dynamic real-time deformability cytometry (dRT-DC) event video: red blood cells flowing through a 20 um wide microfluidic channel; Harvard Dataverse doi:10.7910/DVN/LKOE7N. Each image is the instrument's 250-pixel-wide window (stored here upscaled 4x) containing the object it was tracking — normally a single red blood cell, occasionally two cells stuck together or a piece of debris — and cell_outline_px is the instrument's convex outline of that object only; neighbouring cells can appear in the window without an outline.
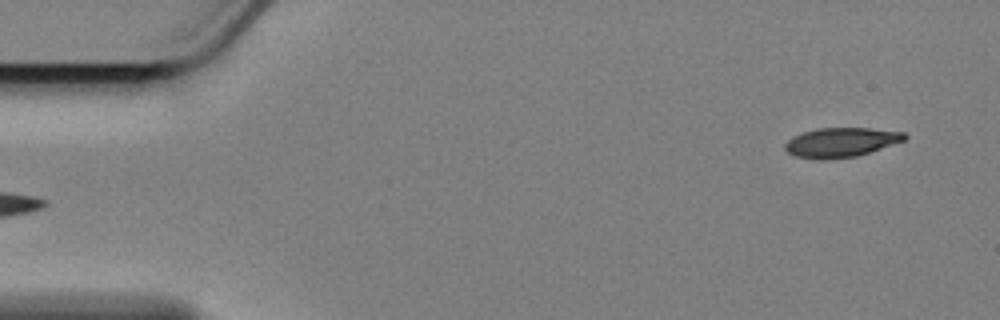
{"species": "Egyptian fruit bat (a non-hibernating species)", "species_latin": "Rousettus aegyptiacus", "temperature_condition": "cold", "stored_images_in_passage": 55, "camera_frame_rate_fps": 3000, "um_per_image_px": 0.085, "animal": {"sex": "female"}, "frame": {"image": 1, "passage_image": 1, "time_ms": 0.0, "image_size_px": [1000, 320], "cell_outline_px": [[908, 136], [904, 140], [856, 156], [824, 160], [816, 160], [796, 156], [788, 152], [784, 148], [784, 144], [792, 136], [816, 128], [868, 128], [904, 132]], "centroid_in_image_um": [71.43, 12.1], "position_along_channel_um": 13.6, "area_um2": 20.4}}
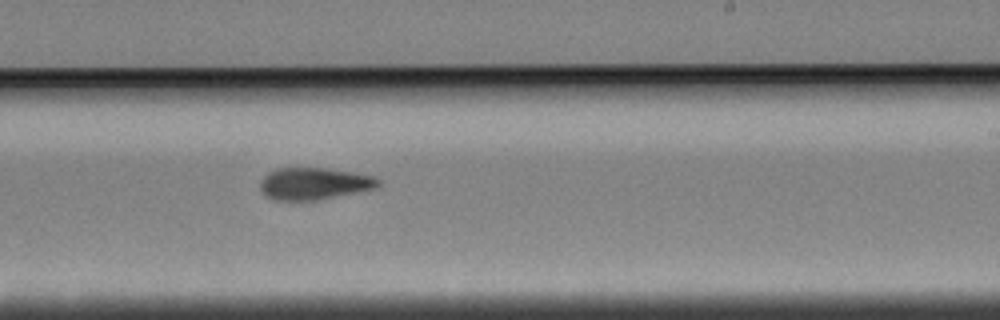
{"frame": {"image": 2, "passage_image": 32, "time_ms": 10.333, "image_size_px": [1000, 320], "cell_outline_px": [[380, 184], [376, 188], [316, 200], [276, 200], [268, 196], [260, 188], [260, 180], [268, 172], [276, 168], [324, 168], [352, 172], [372, 176], [380, 180]], "centroid_in_image_um": [26.68, 15.6], "position_along_channel_um": 262.3, "area_um2": 21.73}}
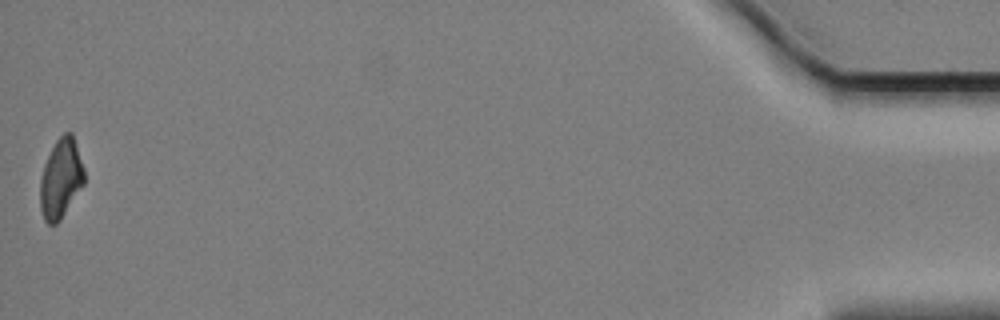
{"frame": {"image": 3, "passage_image": 55, "time_ms": 18.0, "image_size_px": [1000, 320], "cell_outline_px": [[84, 184], [60, 220], [56, 224], [48, 224], [44, 220], [40, 208], [40, 180], [44, 164], [56, 140], [64, 132], [72, 132], [84, 168]], "centroid_in_image_um": [5.17, 15.18], "position_along_channel_um": 430.0, "area_um2": 20.35}, "authors_computed_cell_mechanics": {"area_um2": 21.9062, "velocity_mm_per_s": 3.421, "shape_relaxation_time_tau1_ms": 4.3095, "shape_relaxation_time_tau2_ms": 3.9456, "deformation_change_tau1": 0.1414, "deformation_change_tau2": 0.102}}